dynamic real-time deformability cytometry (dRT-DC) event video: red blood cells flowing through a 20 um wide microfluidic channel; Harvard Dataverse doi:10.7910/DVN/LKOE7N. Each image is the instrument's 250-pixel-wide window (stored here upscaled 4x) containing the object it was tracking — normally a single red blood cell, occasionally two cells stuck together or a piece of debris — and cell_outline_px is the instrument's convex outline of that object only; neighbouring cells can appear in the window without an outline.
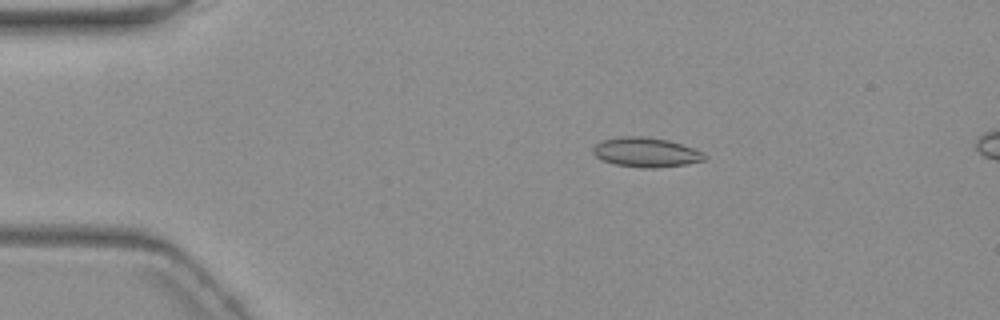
{"species": "common noctule bat (a hibernating species)", "species_latin": "Nyctalus noctula", "temperature_condition": "warm", "stored_images_in_passage": 5, "camera_frame_rate_fps": 3000, "um_per_image_px": 0.085, "animal": {"sex": "female", "body_mass_g": 19.3, "forearm_length_mm": 54.1}, "frame": {"image": 1, "passage_image": 3, "time_ms": 2.667, "image_size_px": [1000, 320], "cell_outline_px": [[708, 156], [704, 160], [688, 164], [656, 168], [640, 168], [616, 164], [604, 160], [596, 156], [592, 152], [592, 148], [600, 140], [620, 136], [640, 136], [668, 140], [704, 152]], "centroid_in_image_um": [54.91, 12.94], "position_along_channel_um": 30.1, "area_um2": 19.25}}